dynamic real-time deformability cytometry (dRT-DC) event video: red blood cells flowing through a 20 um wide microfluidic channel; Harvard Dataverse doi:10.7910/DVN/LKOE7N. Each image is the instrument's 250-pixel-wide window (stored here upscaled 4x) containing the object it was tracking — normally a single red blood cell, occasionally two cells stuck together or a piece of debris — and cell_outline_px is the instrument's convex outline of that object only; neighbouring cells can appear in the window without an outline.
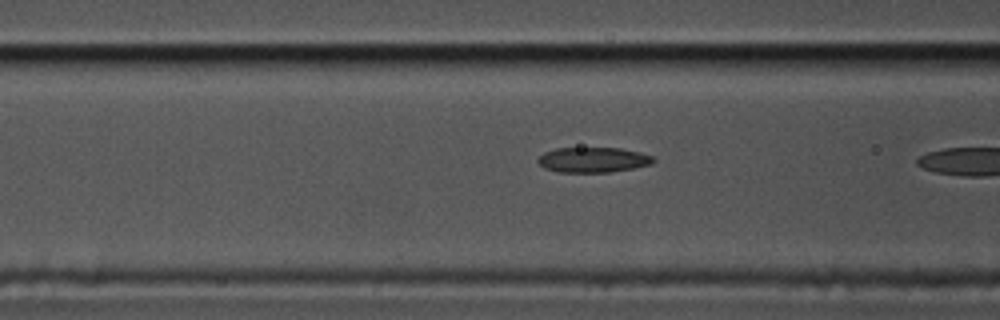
{"species": "common noctule bat (a hibernating species)", "species_latin": "Nyctalus noctula", "temperature_condition": "cold", "stored_images_in_passage": 10, "camera_frame_rate_fps": 3000, "um_per_image_px": 0.085, "animal": {"sex": "male", "body_mass_g": 17.5, "forearm_length_mm": 52.3}, "frame": {"image": 1, "passage_image": 9, "time_ms": 2.667, "image_size_px": [1000, 320], "cell_outline_px": [[656, 160], [652, 164], [612, 172], [560, 172], [544, 168], [536, 160], [544, 152], [556, 148], [620, 148], [640, 152], [652, 156]], "centroid_in_image_um": [50.42, 13.58], "position_along_channel_um": 116.2, "area_um2": 16.94}}